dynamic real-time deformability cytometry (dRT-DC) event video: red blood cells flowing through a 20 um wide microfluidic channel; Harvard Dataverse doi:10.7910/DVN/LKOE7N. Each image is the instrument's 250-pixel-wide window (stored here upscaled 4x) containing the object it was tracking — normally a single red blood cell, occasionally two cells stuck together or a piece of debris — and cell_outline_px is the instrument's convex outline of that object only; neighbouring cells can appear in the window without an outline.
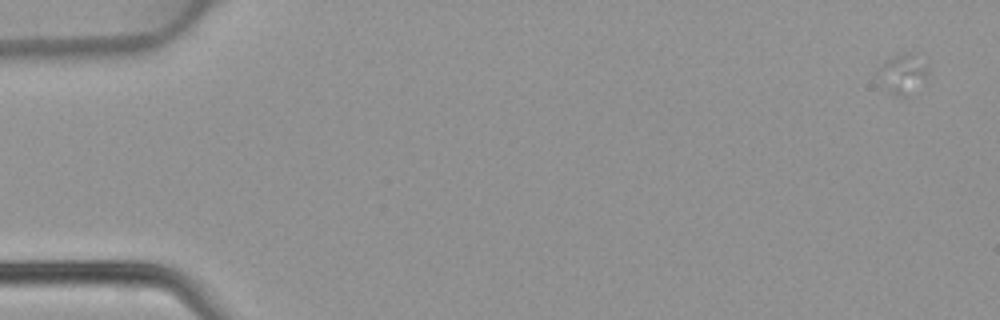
{"species": "common noctule bat (a hibernating species)", "species_latin": "Nyctalus noctula", "temperature_condition": "warm", "stored_images_in_passage": 9, "camera_frame_rate_fps": 3000, "um_per_image_px": 0.085, "animal": {"sex": "female", "body_mass_g": 22.7, "forearm_length_mm": 54.2}, "frame": {"image": 1, "passage_image": 2, "time_ms": 0.333, "image_size_px": [1000, 320], "cell_outline_px": [[928, 76], [908, 96], [896, 96], [892, 92], [876, 72], [892, 56], [900, 52], [916, 52], [928, 64]], "centroid_in_image_um": [76.83, 6.19], "position_along_channel_um": 8.2, "area_um2": 11.39}}